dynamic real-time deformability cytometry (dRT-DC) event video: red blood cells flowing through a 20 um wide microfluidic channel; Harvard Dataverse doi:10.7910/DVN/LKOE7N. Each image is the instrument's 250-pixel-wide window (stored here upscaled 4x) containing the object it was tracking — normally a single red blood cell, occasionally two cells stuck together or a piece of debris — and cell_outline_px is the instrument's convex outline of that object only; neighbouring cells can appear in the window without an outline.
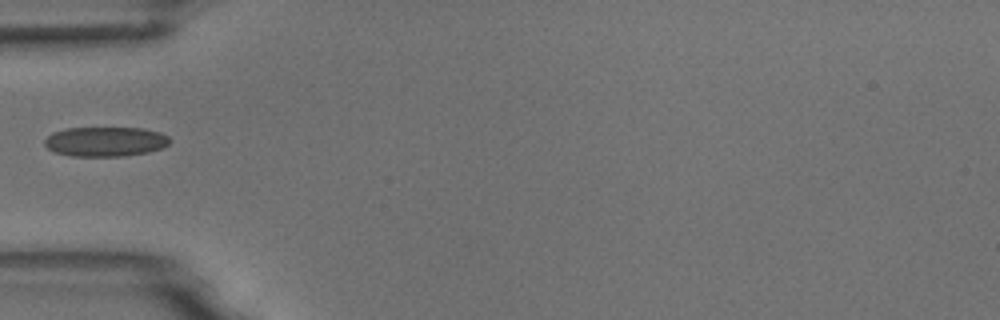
{"species": "common noctule bat (a hibernating species)", "species_latin": "Nyctalus noctula", "temperature_condition": "room temperature", "stored_images_in_passage": 37, "camera_frame_rate_fps": 3000, "um_per_image_px": 0.085, "animal": {"sex": "male", "body_mass_g": 18.8}, "frame": {"image": 1, "passage_image": 1, "time_ms": 0.0, "image_size_px": [1000, 320], "cell_outline_px": [[172, 140], [164, 148], [148, 152], [124, 156], [72, 156], [56, 152], [48, 148], [44, 144], [44, 140], [52, 132], [64, 128], [144, 128], [160, 132], [168, 136]], "centroid_in_image_um": [8.99, 12.03], "position_along_channel_um": 76.0, "area_um2": 21.79}}
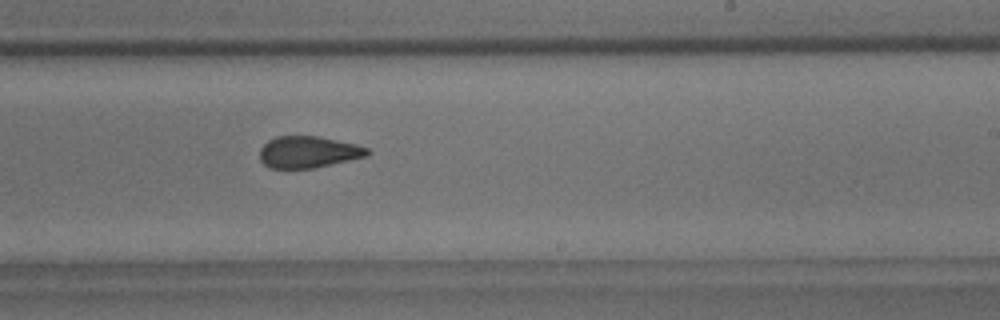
{"frame": {"image": 2, "passage_image": 16, "time_ms": 5.0, "image_size_px": [1000, 320], "cell_outline_px": [[372, 152], [368, 156], [316, 168], [268, 168], [260, 160], [260, 148], [268, 140], [276, 136], [320, 136], [356, 144], [368, 148]], "centroid_in_image_um": [26.23, 12.92], "position_along_channel_um": 262.8, "area_um2": 20.11}}
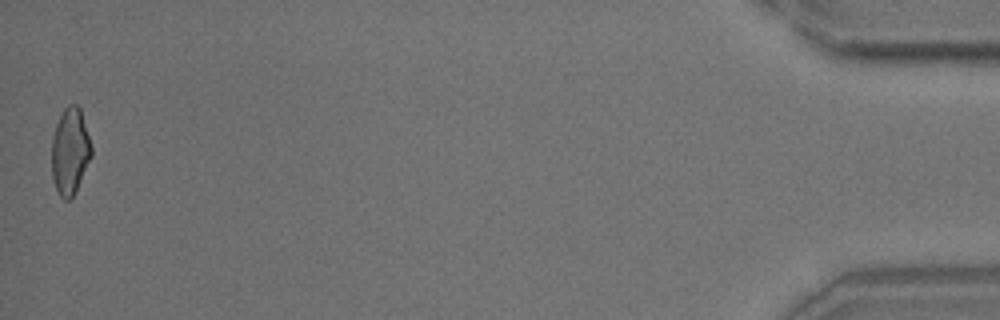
{"frame": {"image": 3, "passage_image": 37, "time_ms": 12.0, "image_size_px": [1000, 320], "cell_outline_px": [[92, 156], [76, 192], [68, 200], [64, 200], [60, 196], [52, 180], [52, 136], [56, 124], [64, 108], [68, 104], [76, 104], [80, 108], [92, 148]], "centroid_in_image_um": [5.95, 12.87], "position_along_channel_um": 429.2, "area_um2": 20.11}}